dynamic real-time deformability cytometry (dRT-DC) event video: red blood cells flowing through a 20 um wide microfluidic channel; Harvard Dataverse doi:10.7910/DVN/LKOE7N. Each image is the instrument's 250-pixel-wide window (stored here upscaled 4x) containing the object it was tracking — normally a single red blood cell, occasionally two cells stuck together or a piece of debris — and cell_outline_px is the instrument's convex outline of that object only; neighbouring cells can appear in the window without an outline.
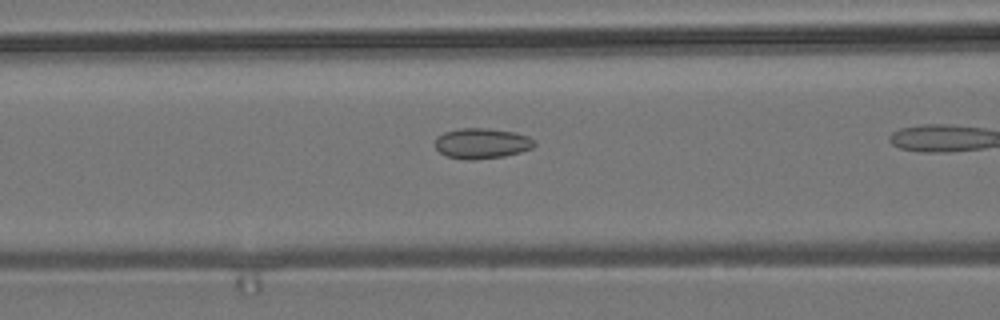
{"species": "common noctule bat (a hibernating species)", "species_latin": "Nyctalus noctula", "temperature_condition": "room temperature", "stored_images_in_passage": 16, "camera_frame_rate_fps": 3000, "um_per_image_px": 0.085, "animal": {"sex": "male", "body_mass_g": 19.2, "forearm_length_mm": 51.8}, "frame": {"image": 1, "passage_image": 12, "time_ms": 3.667, "image_size_px": [1000, 320], "cell_outline_px": [[536, 144], [532, 148], [520, 152], [504, 156], [472, 160], [468, 160], [448, 156], [440, 152], [436, 148], [436, 136], [444, 132], [460, 128], [488, 128], [516, 132], [528, 136], [536, 140]], "centroid_in_image_um": [40.98, 12.17], "position_along_channel_um": 125.6, "area_um2": 17.69}}